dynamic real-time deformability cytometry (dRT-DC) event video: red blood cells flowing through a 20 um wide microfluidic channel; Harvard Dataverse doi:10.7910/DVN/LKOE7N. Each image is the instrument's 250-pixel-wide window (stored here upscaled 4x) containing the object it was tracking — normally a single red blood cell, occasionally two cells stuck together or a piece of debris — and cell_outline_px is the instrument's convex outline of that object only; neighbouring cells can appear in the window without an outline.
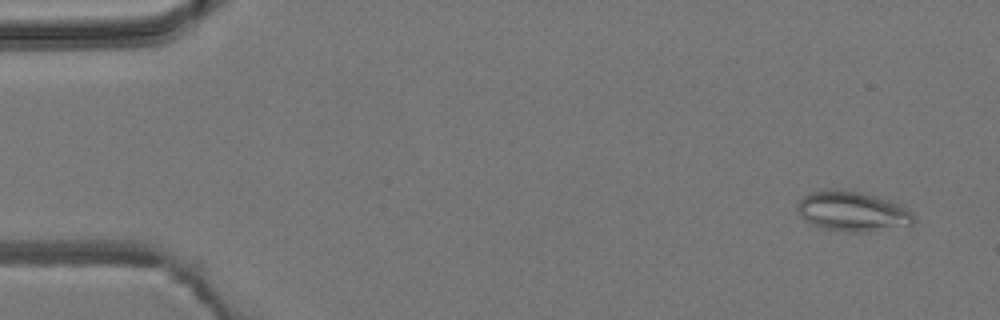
{"species": "common noctule bat (a hibernating species)", "species_latin": "Nyctalus noctula", "temperature_condition": "room temperature", "stored_images_in_passage": 5, "camera_frame_rate_fps": 3000, "um_per_image_px": 0.085, "animal": {"sex": "male", "body_mass_g": 19.2, "forearm_length_mm": 51.8}, "frame": {"image": 1, "passage_image": 1, "time_ms": 0.0, "image_size_px": [1000, 320], "cell_outline_px": [[916, 220], [912, 224], [860, 232], [848, 232], [824, 228], [812, 224], [804, 220], [800, 216], [796, 208], [800, 200], [804, 196], [812, 192], [860, 192], [876, 196], [900, 204], [908, 208], [912, 212]], "centroid_in_image_um": [72.48, 18.0], "position_along_channel_um": 12.5, "area_um2": 26.18}}